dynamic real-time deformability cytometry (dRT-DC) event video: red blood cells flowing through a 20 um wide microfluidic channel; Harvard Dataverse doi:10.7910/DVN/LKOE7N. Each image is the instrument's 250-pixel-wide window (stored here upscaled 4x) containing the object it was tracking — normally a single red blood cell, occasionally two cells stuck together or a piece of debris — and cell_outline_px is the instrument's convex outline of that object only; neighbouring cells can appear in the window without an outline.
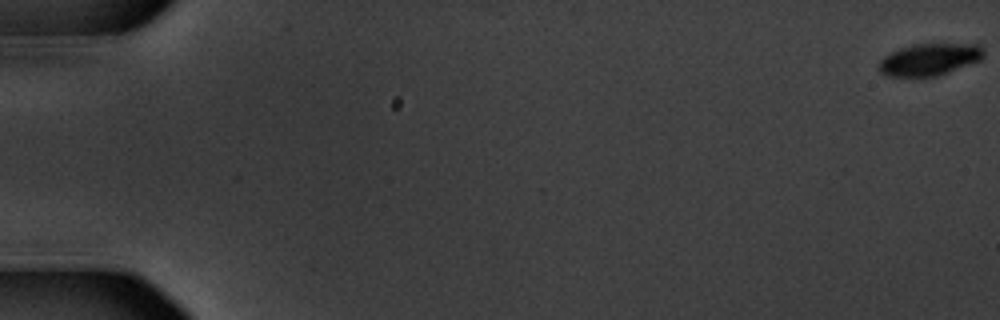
{"species": "common noctule bat (a hibernating species)", "species_latin": "Nyctalus noctula", "temperature_condition": "warm", "stored_images_in_passage": 18, "camera_frame_rate_fps": 3000, "um_per_image_px": 0.085, "animal": {"sex": "male", "body_mass_g": 20.1, "forearm_length_mm": 53.5}, "frame": {"image": 1, "passage_image": 1, "time_ms": 0.0, "image_size_px": [1000, 320], "cell_outline_px": [[984, 56], [980, 60], [936, 76], [884, 76], [876, 68], [880, 60], [884, 56], [900, 48], [912, 44], [980, 44], [984, 48]], "centroid_in_image_um": [78.97, 5.05], "position_along_channel_um": 6.0, "area_um2": 19.54}}